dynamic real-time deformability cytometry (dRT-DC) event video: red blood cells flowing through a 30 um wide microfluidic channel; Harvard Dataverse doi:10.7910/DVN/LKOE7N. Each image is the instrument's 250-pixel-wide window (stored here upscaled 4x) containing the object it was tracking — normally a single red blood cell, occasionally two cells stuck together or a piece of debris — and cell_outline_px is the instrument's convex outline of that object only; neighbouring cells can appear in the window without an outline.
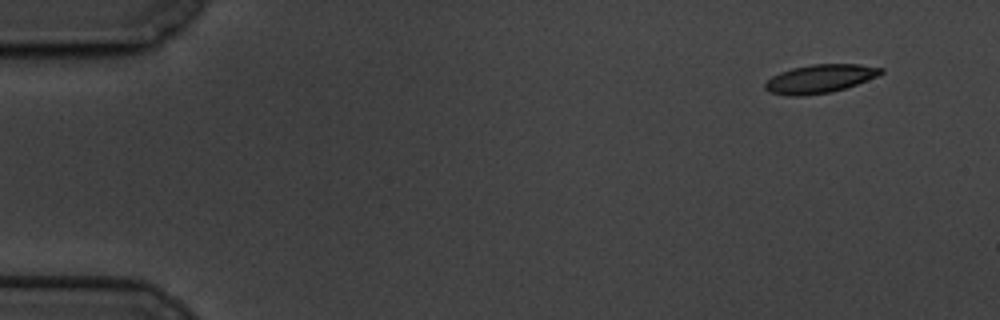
{"species": "common noctule bat (a hibernating species)", "species_latin": "Nyctalus noctula", "temperature_condition": "cold", "stored_images_in_passage": 57, "camera_frame_rate_fps": 3000, "um_per_image_px": 0.085, "animal": {"sex": "male", "body_mass_g": 19.5, "forearm_length_mm": 54.6}, "frame": {"image": 1, "passage_image": 1, "time_ms": 0.0, "image_size_px": [1000, 320], "cell_outline_px": [[884, 72], [880, 76], [832, 92], [800, 96], [788, 96], [768, 92], [764, 88], [764, 84], [772, 76], [780, 72], [792, 68], [812, 64], [860, 64], [884, 68]], "centroid_in_image_um": [69.7, 6.69], "position_along_channel_um": 15.3, "area_um2": 19.36}}
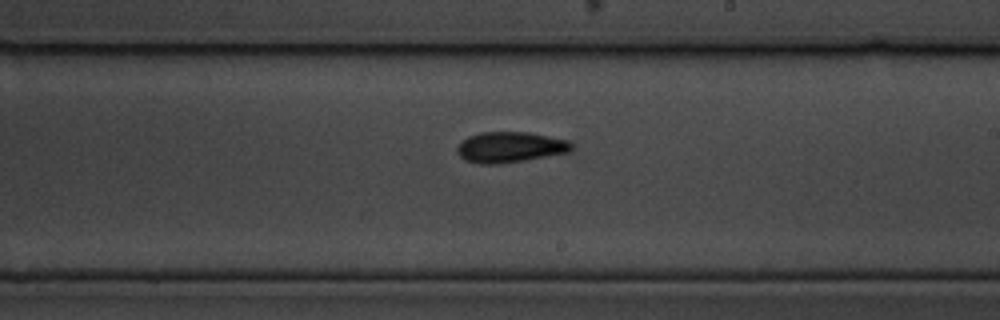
{"frame": {"image": 2, "passage_image": 32, "time_ms": 10.333, "image_size_px": [1000, 320], "cell_outline_px": [[572, 148], [568, 152], [524, 160], [500, 164], [480, 164], [464, 160], [456, 152], [456, 148], [460, 140], [468, 136], [480, 132], [528, 132], [568, 140], [572, 144]], "centroid_in_image_um": [43.29, 12.5], "position_along_channel_um": 245.7, "area_um2": 20.52}}
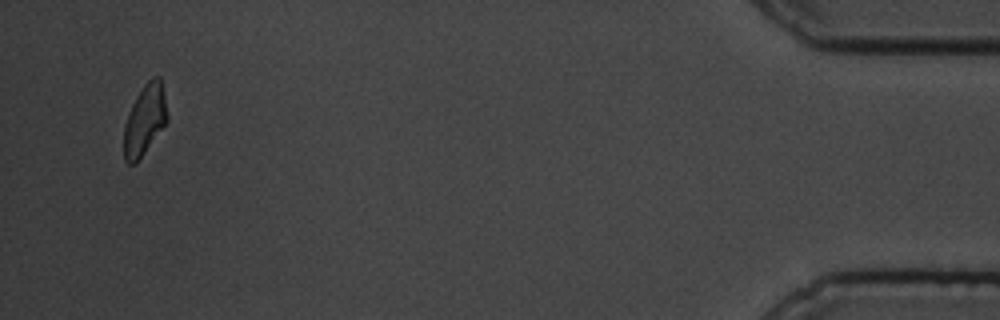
{"frame": {"image": 3, "passage_image": 55, "time_ms": 18.0, "image_size_px": [1000, 320], "cell_outline_px": [[168, 120], [136, 164], [128, 164], [124, 160], [124, 124], [128, 112], [136, 96], [144, 84], [152, 76], [160, 76], [168, 116]], "centroid_in_image_um": [12.29, 10.19], "position_along_channel_um": 422.9, "area_um2": 17.8}, "authors_computed_cell_mechanics": {"area_um2": 19.2474, "velocity_mm_per_s": 3.322, "shape_relaxation_time_tau1_ms": 3.9678, "shape_relaxation_time_tau2_ms": 5.006, "deformation_change_tau1": 0.1258, "deformation_change_tau2": 0.1115}}